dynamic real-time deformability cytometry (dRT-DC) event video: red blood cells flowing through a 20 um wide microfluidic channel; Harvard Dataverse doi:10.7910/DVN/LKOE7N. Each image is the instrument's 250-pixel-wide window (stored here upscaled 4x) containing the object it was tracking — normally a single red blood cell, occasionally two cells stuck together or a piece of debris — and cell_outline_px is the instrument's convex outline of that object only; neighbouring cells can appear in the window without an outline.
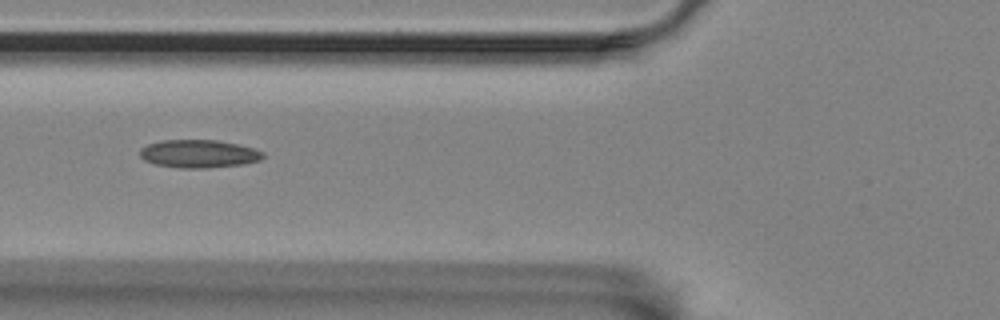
{"species": "Egyptian fruit bat (a non-hibernating species)", "species_latin": "Rousettus aegyptiacus", "temperature_condition": "room temperature", "stored_images_in_passage": 12, "camera_frame_rate_fps": 3000, "um_per_image_px": 0.085, "animal": {"sex": "female"}, "frame": {"image": 1, "passage_image": 3, "time_ms": 0.667, "image_size_px": [1000, 320], "cell_outline_px": [[264, 156], [260, 160], [244, 164], [200, 168], [184, 168], [156, 164], [144, 160], [140, 156], [140, 148], [148, 144], [160, 140], [216, 140], [236, 144], [252, 148], [264, 152]], "centroid_in_image_um": [16.88, 13.06], "position_along_channel_um": 108.9, "area_um2": 19.88}}
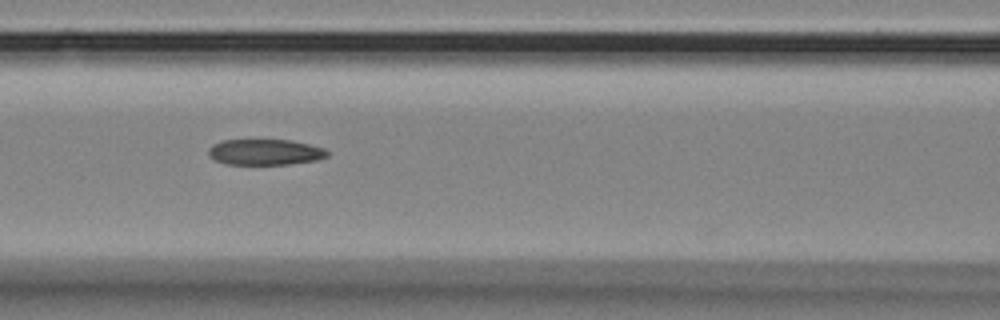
{"frame": {"image": 2, "passage_image": 6, "time_ms": 1.667, "image_size_px": [1000, 320], "cell_outline_px": [[328, 156], [316, 160], [288, 164], [228, 164], [216, 160], [208, 156], [208, 148], [212, 144], [224, 140], [292, 140], [324, 148], [328, 152]], "centroid_in_image_um": [22.51, 12.92], "position_along_channel_um": 144.1, "area_um2": 17.8}}
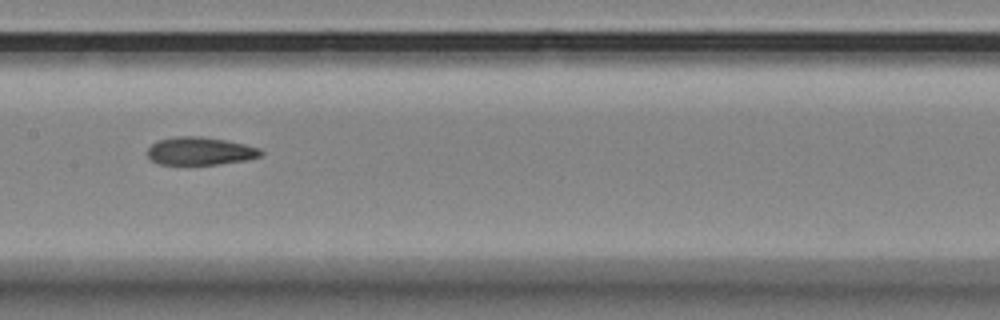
{"frame": {"image": 3, "passage_image": 10, "time_ms": 3.0, "image_size_px": [1000, 320], "cell_outline_px": [[264, 152], [260, 156], [248, 160], [216, 164], [160, 164], [152, 160], [148, 156], [148, 148], [156, 140], [176, 136], [200, 136], [228, 140], [260, 148]], "centroid_in_image_um": [17.02, 12.83], "position_along_channel_um": 190.4, "area_um2": 18.5}}